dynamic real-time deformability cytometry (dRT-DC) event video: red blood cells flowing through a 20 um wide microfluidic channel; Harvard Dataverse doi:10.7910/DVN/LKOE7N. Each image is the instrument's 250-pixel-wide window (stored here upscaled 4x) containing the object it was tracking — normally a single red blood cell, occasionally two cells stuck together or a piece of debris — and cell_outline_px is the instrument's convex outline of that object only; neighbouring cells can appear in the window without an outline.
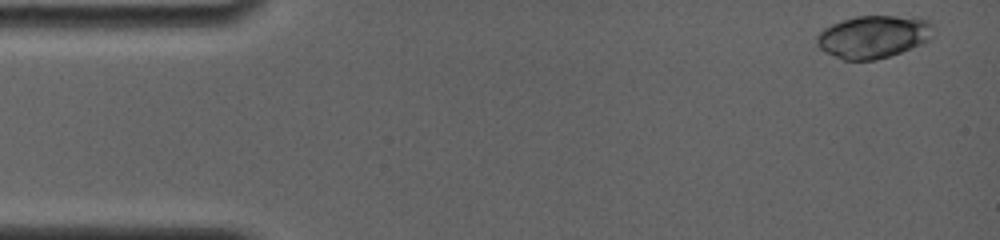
{"species": "common noctule bat (a hibernating species)", "species_latin": "Nyctalus noctula", "temperature_condition": "room temperature", "stored_images_in_passage": 8, "camera_frame_rate_fps": 4000, "um_per_image_px": 0.085, "animal": {"sex": "female", "body_mass_g": 19.0, "forearm_length_mm": 56.7}, "frame": {"image": 1, "passage_image": 1, "time_ms": 0.0, "image_size_px": [1000, 240], "cell_outline_px": [[936, 28], [932, 36], [928, 40], [920, 44], [900, 52], [876, 60], [844, 60], [820, 48], [816, 44], [816, 36], [824, 28], [832, 24], [856, 16], [912, 16], [932, 20]], "centroid_in_image_um": [74.31, 3.09], "position_along_channel_um": 10.7, "area_um2": 29.07}}
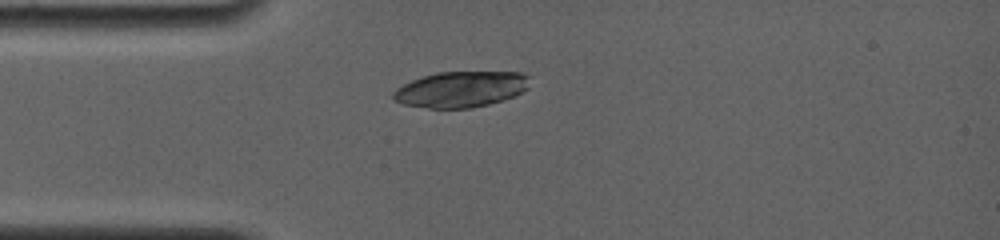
{"frame": {"image": 2, "passage_image": 7, "time_ms": 3.5, "image_size_px": [1000, 240], "cell_outline_px": [[528, 88], [504, 100], [488, 104], [468, 108], [428, 108], [404, 104], [396, 100], [392, 96], [392, 92], [396, 88], [412, 80], [436, 72], [520, 72], [528, 76]], "centroid_in_image_um": [39.16, 7.58], "position_along_channel_um": 45.8, "area_um2": 28.26}}